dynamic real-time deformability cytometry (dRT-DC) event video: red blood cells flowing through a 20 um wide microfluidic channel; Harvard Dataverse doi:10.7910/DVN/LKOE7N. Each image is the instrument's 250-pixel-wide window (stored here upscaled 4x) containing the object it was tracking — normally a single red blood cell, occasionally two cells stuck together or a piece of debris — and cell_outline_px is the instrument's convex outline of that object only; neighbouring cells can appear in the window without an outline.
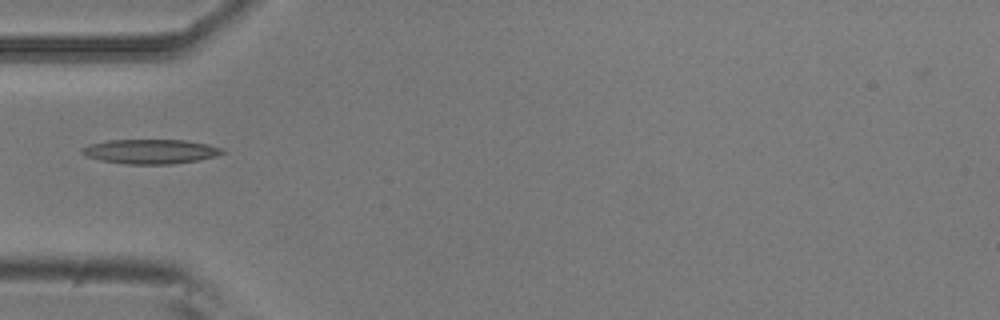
{"species": "common noctule bat (a hibernating species)", "species_latin": "Nyctalus noctula", "temperature_condition": "room temperature", "stored_images_in_passage": 7, "camera_frame_rate_fps": 3000, "um_per_image_px": 0.085, "animal": {"sex": "male", "body_mass_g": 20.5, "forearm_length_mm": 52.5}, "frame": {"image": 1, "passage_image": 4, "time_ms": 1.0, "image_size_px": [1000, 320], "cell_outline_px": [[224, 152], [216, 156], [196, 160], [172, 164], [128, 164], [100, 160], [88, 156], [80, 152], [80, 148], [88, 144], [108, 140], [184, 140], [208, 144], [224, 148]], "centroid_in_image_um": [12.78, 12.87], "position_along_channel_um": 72.2, "area_um2": 20.0}}
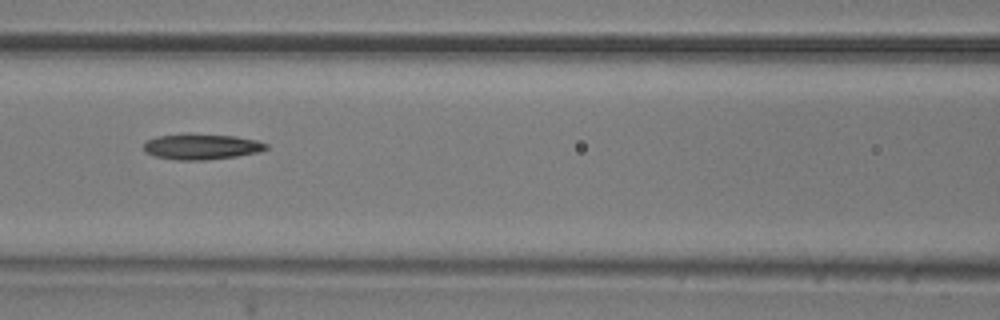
{"frame": {"image": 2, "passage_image": 6, "time_ms": 1.667, "image_size_px": [1000, 320], "cell_outline_px": [[268, 148], [260, 152], [236, 156], [204, 160], [176, 160], [156, 156], [144, 152], [144, 140], [156, 136], [236, 136], [256, 140], [268, 144]], "centroid_in_image_um": [17.14, 12.5], "position_along_channel_um": 149.5, "area_um2": 17.63}}
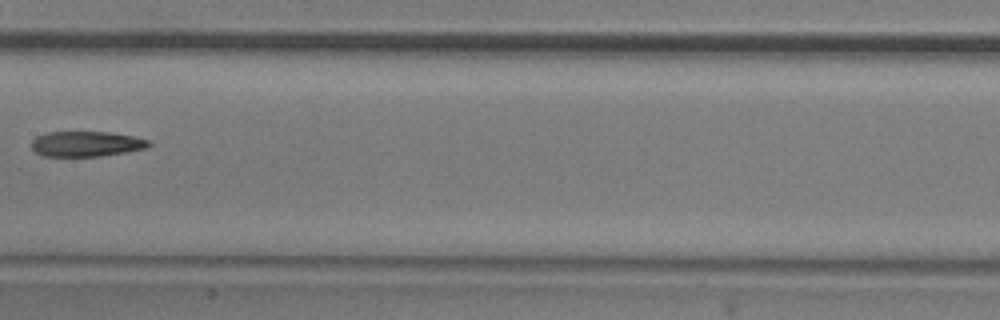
{"frame": {"image": 3, "passage_image": 7, "time_ms": 2.0, "image_size_px": [1000, 320], "cell_outline_px": [[152, 144], [148, 148], [128, 152], [100, 156], [44, 156], [36, 152], [32, 148], [32, 140], [36, 136], [48, 132], [112, 132], [132, 136], [148, 140]], "centroid_in_image_um": [7.36, 12.23], "position_along_channel_um": 200.0, "area_um2": 17.34}}